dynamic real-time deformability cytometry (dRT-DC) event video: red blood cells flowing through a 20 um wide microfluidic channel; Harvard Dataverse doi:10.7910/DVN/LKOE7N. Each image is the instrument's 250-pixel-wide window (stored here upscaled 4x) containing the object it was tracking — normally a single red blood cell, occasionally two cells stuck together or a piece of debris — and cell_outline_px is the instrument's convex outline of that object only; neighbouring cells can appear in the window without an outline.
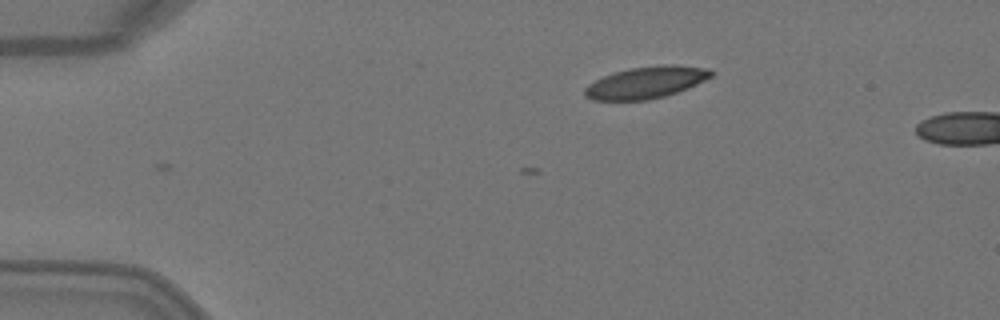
{"species": "Egyptian fruit bat (a non-hibernating species)", "species_latin": "Rousettus aegyptiacus", "temperature_condition": "warm", "stored_images_in_passage": 4, "camera_frame_rate_fps": 3000, "um_per_image_px": 0.085, "animal": {"sex": "female"}, "frame": {"image": 1, "passage_image": 4, "time_ms": 1.0, "image_size_px": [1000, 320], "cell_outline_px": [[712, 76], [688, 88], [664, 96], [648, 100], [592, 100], [584, 96], [584, 88], [588, 84], [604, 76], [616, 72], [632, 68], [664, 64], [672, 64], [708, 68], [712, 72]], "centroid_in_image_um": [54.9, 7.01], "position_along_channel_um": 30.1, "area_um2": 23.24}}